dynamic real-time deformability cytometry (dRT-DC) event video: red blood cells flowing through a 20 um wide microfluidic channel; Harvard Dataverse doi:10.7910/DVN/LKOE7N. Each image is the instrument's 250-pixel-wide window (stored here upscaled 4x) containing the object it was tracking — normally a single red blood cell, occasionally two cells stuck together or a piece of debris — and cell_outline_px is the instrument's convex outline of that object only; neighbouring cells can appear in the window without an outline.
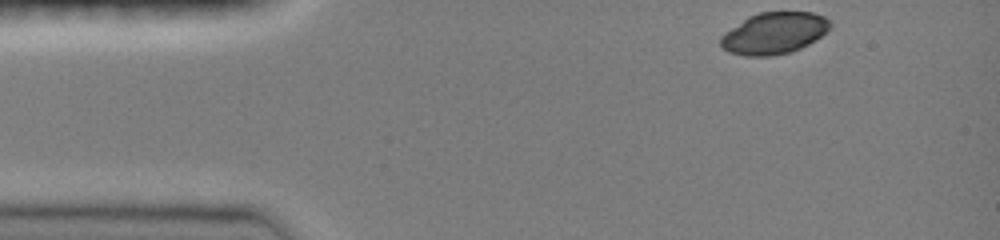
{"species": "common noctule bat (a hibernating species)", "species_latin": "Nyctalus noctula", "temperature_condition": "room temperature", "stored_images_in_passage": 39, "camera_frame_rate_fps": 3000, "um_per_image_px": 0.085, "animal": {"sex": "female", "body_mass_g": 19.0, "forearm_length_mm": 51.5}, "frame": {"image": 1, "passage_image": 1, "time_ms": 0.0, "image_size_px": [1000, 240], "cell_outline_px": [[832, 28], [816, 40], [792, 52], [768, 56], [744, 56], [728, 52], [720, 44], [720, 36], [724, 32], [748, 16], [760, 12], [812, 12], [824, 16], [832, 24]], "centroid_in_image_um": [65.8, 2.82], "position_along_channel_um": 19.2, "area_um2": 26.76}}
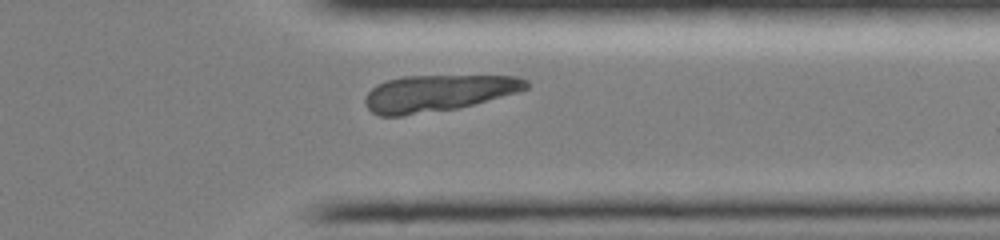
{"frame": {"image": 2, "passage_image": 33, "time_ms": 10.667, "image_size_px": [1000, 240], "cell_outline_px": [[528, 88], [516, 92], [472, 104], [456, 108], [400, 116], [380, 116], [372, 112], [364, 104], [364, 100], [368, 92], [376, 84], [388, 80], [404, 76], [516, 76], [528, 80]], "centroid_in_image_um": [37.18, 7.91], "position_along_channel_um": 374.2, "area_um2": 33.87}}
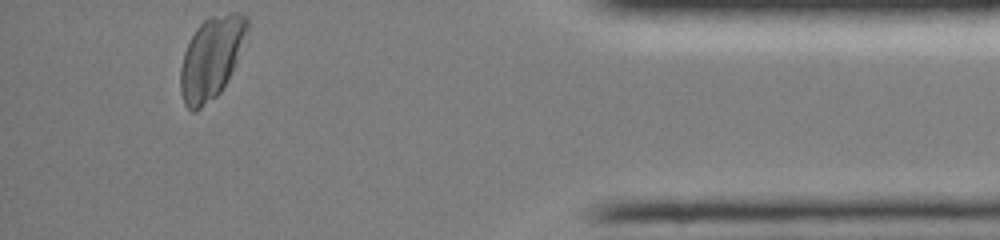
{"frame": {"image": 3, "passage_image": 39, "time_ms": 12.667, "image_size_px": [1000, 240], "cell_outline_px": [[248, 32], [236, 60], [220, 92], [216, 96], [196, 112], [192, 112], [184, 104], [180, 92], [180, 68], [184, 52], [196, 28], [208, 16], [228, 12], [240, 12], [248, 16]], "centroid_in_image_um": [17.95, 4.88], "position_along_channel_um": 417.3, "area_um2": 31.85}}